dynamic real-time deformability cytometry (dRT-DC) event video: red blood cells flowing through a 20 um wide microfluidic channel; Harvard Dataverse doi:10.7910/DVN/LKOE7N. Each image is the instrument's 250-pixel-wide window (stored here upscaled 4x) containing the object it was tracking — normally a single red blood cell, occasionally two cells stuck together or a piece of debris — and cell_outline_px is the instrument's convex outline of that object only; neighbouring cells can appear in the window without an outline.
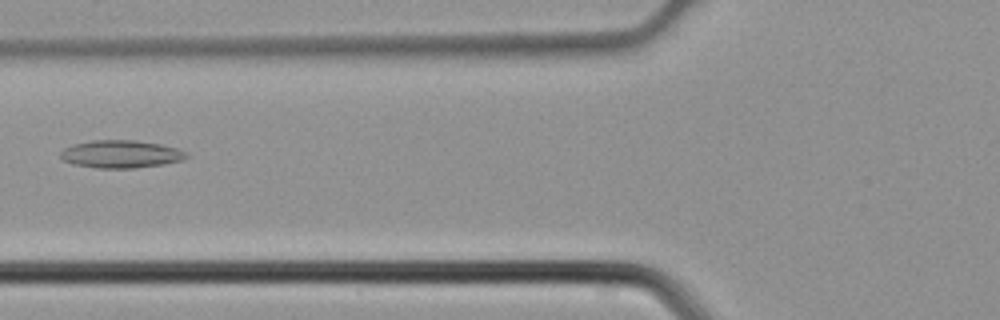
{"species": "common noctule bat (a hibernating species)", "species_latin": "Nyctalus noctula", "temperature_condition": "cold", "stored_images_in_passage": 5, "camera_frame_rate_fps": 3000, "um_per_image_px": 0.085, "animal": {"sex": "male", "body_mass_g": 21.5, "forearm_length_mm": 52.0}, "frame": {"image": 1, "passage_image": 5, "time_ms": 1.333, "image_size_px": [1000, 320], "cell_outline_px": [[188, 156], [180, 160], [164, 164], [136, 168], [96, 168], [72, 164], [64, 160], [60, 156], [60, 152], [64, 148], [72, 144], [92, 140], [136, 140], [160, 144], [176, 148], [188, 152]], "centroid_in_image_um": [10.25, 13.09], "position_along_channel_um": 115.5, "area_um2": 20.4}}